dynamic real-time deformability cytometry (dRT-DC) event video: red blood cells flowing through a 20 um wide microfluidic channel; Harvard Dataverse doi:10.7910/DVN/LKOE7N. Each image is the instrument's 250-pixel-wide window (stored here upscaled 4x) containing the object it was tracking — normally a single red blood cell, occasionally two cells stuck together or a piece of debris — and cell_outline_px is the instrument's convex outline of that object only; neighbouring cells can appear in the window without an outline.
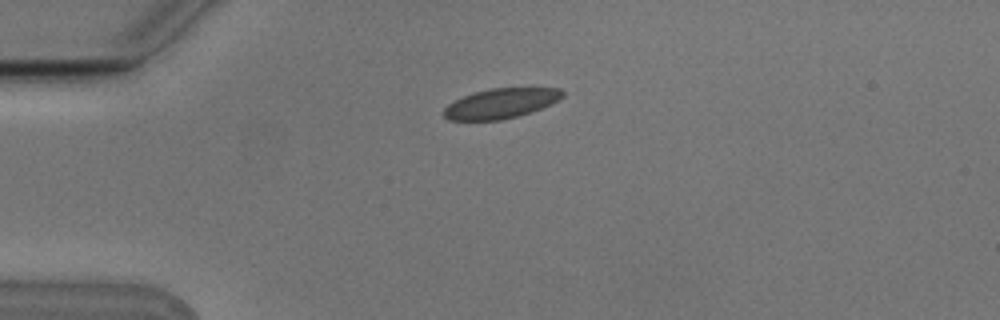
{"species": "Egyptian fruit bat (a non-hibernating species)", "species_latin": "Rousettus aegyptiacus", "temperature_condition": "cold", "stored_images_in_passage": 3, "camera_frame_rate_fps": 3000, "um_per_image_px": 0.085, "animal": {"sex": "male"}, "frame": {"image": 1, "passage_image": 1, "time_ms": 0.0, "image_size_px": [1000, 320], "cell_outline_px": [[564, 96], [560, 100], [552, 104], [532, 112], [500, 120], [448, 120], [444, 116], [444, 108], [448, 104], [464, 96], [476, 92], [492, 88], [560, 88], [564, 92]], "centroid_in_image_um": [42.62, 8.79], "position_along_channel_um": 42.4, "area_um2": 20.63}}